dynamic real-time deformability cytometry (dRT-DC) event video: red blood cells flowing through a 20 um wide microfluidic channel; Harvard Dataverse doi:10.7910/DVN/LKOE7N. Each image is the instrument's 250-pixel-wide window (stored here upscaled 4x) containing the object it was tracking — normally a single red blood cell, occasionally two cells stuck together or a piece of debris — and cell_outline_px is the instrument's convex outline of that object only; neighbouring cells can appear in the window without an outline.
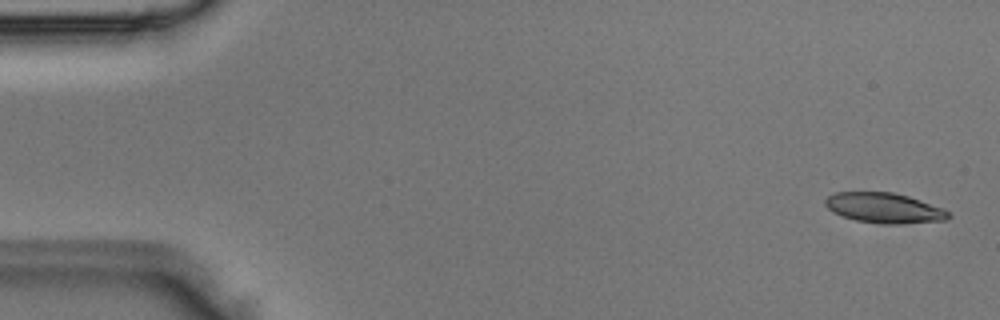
{"species": "Egyptian fruit bat (a non-hibernating species)", "species_latin": "Rousettus aegyptiacus", "temperature_condition": "room temperature", "stored_images_in_passage": 5, "camera_frame_rate_fps": 3000, "um_per_image_px": 0.085, "animal": {"sex": "male"}, "frame": {"image": 1, "passage_image": 1, "time_ms": 0.0, "image_size_px": [1000, 320], "cell_outline_px": [[952, 216], [944, 220], [900, 224], [880, 224], [856, 220], [832, 212], [824, 204], [824, 200], [828, 196], [836, 192], [892, 192], [908, 196], [944, 208]], "centroid_in_image_um": [75.15, 17.68], "position_along_channel_um": 9.8, "area_um2": 21.68}}
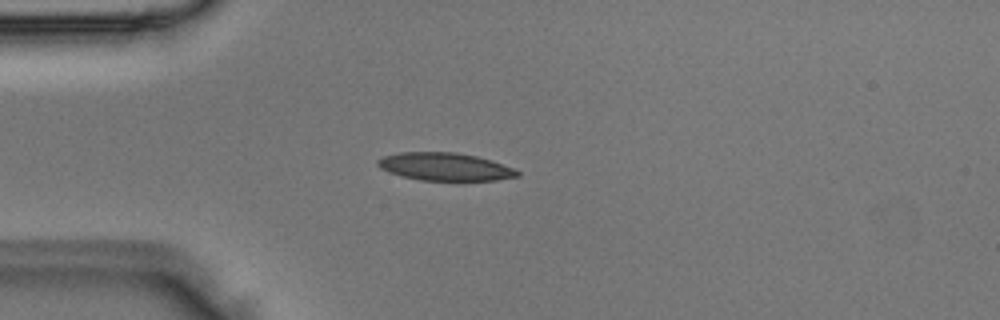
{"frame": {"image": 2, "passage_image": 4, "time_ms": 1.0, "image_size_px": [1000, 320], "cell_outline_px": [[520, 176], [496, 180], [420, 180], [388, 172], [380, 168], [376, 164], [376, 160], [384, 156], [400, 152], [456, 152], [476, 156], [492, 160], [516, 168], [520, 172]], "centroid_in_image_um": [37.85, 14.16], "position_along_channel_um": 47.1, "area_um2": 22.72}}